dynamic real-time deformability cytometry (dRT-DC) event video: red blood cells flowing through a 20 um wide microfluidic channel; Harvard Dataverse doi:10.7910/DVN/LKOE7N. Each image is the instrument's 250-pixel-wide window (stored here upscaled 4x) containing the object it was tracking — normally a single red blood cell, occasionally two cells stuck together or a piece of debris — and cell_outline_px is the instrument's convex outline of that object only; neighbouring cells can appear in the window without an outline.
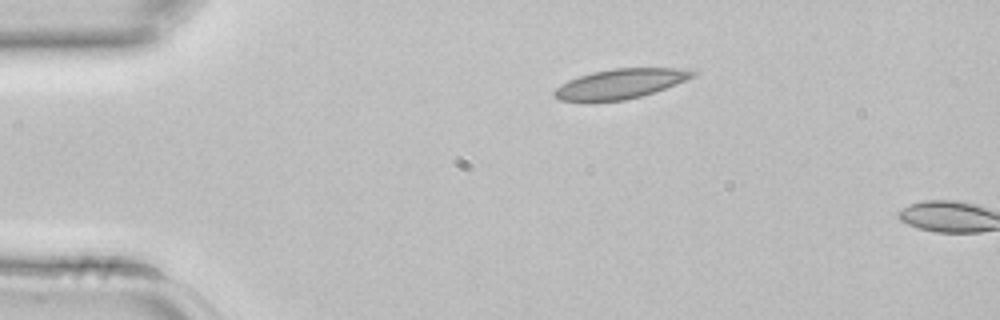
{"species": "common noctule bat (a hibernating species)", "species_latin": "Nyctalus noctula", "temperature_condition": "room temperature", "stored_images_in_passage": 2, "camera_frame_rate_fps": 3000, "um_per_image_px": 0.085, "animal": {"sex": "female", "body_mass_g": 22.7, "forearm_length_mm": 54.2}, "frame": {"image": 1, "passage_image": 1, "time_ms": 0.0, "image_size_px": [1000, 320], "cell_outline_px": [[700, 72], [696, 76], [676, 84], [640, 96], [624, 100], [560, 100], [552, 92], [560, 84], [568, 80], [592, 72], [616, 68], [676, 68]], "centroid_in_image_um": [52.76, 7.1], "position_along_channel_um": 32.2, "area_um2": 23.47}}